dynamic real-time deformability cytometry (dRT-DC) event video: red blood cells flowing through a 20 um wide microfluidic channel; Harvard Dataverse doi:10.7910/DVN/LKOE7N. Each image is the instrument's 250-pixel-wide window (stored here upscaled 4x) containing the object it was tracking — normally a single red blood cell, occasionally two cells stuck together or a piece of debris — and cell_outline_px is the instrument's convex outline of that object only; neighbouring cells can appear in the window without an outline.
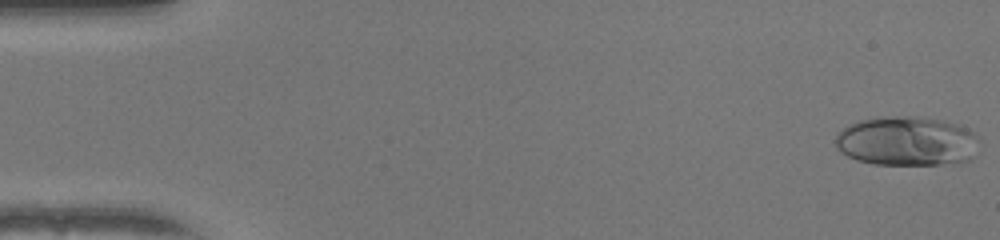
{"species": "human", "species_latin": "Homo sapiens", "temperature_condition": "warm", "stored_images_in_passage": 52, "camera_frame_rate_fps": 3000, "um_per_image_px": 0.085, "donor": {"sex": "female"}, "frame": {"image": 1, "passage_image": 2, "time_ms": 0.333, "image_size_px": [1000, 240], "cell_outline_px": [[944, 148], [940, 160], [936, 164], [880, 164], [860, 160], [844, 152], [840, 148], [836, 140], [848, 128], [856, 124], [868, 120], [912, 120], [928, 124], [944, 144]], "centroid_in_image_um": [75.85, 12.11], "position_along_channel_um": 9.1, "area_um2": 28.21}}
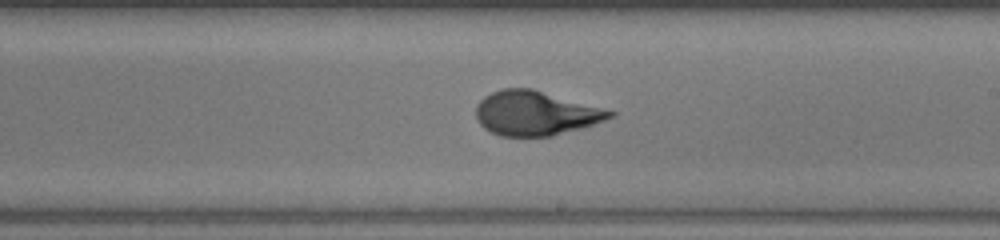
{"frame": {"image": 2, "passage_image": 31, "time_ms": 10.0, "image_size_px": [1000, 240], "cell_outline_px": [[612, 116], [592, 124], [548, 136], [504, 136], [492, 132], [476, 116], [476, 108], [480, 100], [496, 92], [508, 88], [528, 88], [612, 112]], "centroid_in_image_um": [45.44, 9.63], "position_along_channel_um": 243.6, "area_um2": 32.54}}
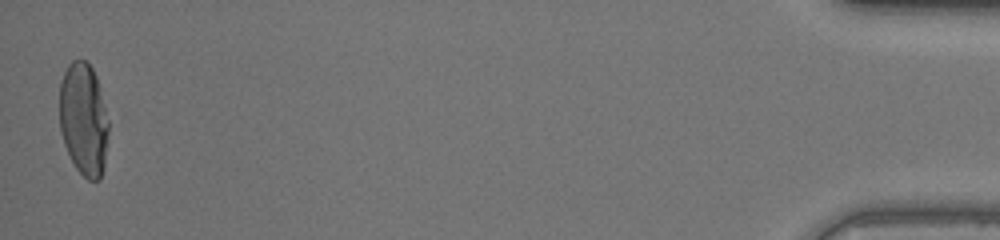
{"frame": {"image": 3, "passage_image": 52, "time_ms": 17.0, "image_size_px": [1000, 240], "cell_outline_px": [[108, 128], [104, 160], [100, 176], [96, 180], [88, 180], [76, 168], [68, 152], [60, 128], [60, 84], [64, 72], [72, 60], [84, 60], [92, 68], [96, 76], [108, 124]], "centroid_in_image_um": [7.08, 10.11], "position_along_channel_um": 428.1, "area_um2": 31.27}, "authors_computed_cell_mechanics": {"area_um2": 31.2698, "velocity_mm_per_s": 4.0222, "shape_relaxation_time_tau1_ms": 9.026, "shape_relaxation_time_tau2_ms": null, "deformation_change_tau1": 0.3204, "deformation_change_tau2": null}}